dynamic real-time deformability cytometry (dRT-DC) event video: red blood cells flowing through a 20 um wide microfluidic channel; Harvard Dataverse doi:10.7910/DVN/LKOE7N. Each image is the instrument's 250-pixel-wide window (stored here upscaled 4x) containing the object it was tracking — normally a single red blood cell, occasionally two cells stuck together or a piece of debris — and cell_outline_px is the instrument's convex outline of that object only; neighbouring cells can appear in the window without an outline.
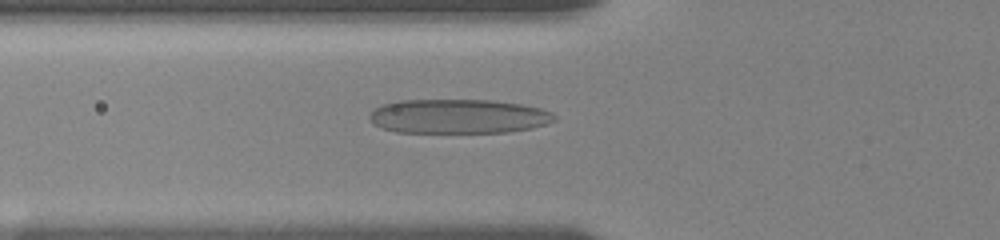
{"species": "human", "species_latin": "Homo sapiens", "temperature_condition": "room temperature", "stored_images_in_passage": 39, "camera_frame_rate_fps": 3000, "um_per_image_px": 0.085, "donor": {"sex": "female"}, "frame": {"image": 1, "passage_image": 4, "time_ms": 1.0, "image_size_px": [1000, 240], "cell_outline_px": [[556, 120], [532, 128], [508, 132], [396, 132], [380, 128], [372, 124], [368, 116], [372, 108], [384, 104], [400, 100], [492, 100], [520, 104], [540, 108], [552, 112], [556, 116]], "centroid_in_image_um": [38.91, 9.89], "position_along_channel_um": 86.9, "area_um2": 37.17}}
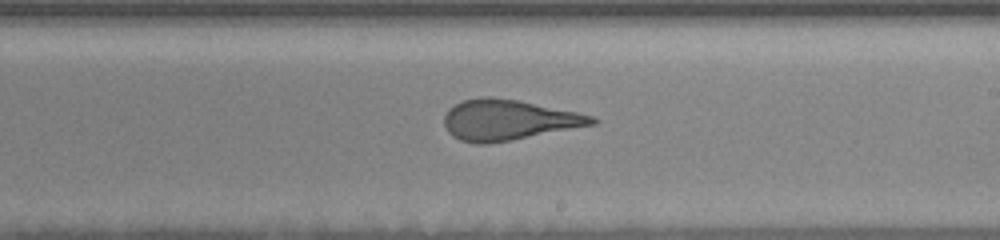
{"frame": {"image": 2, "passage_image": 17, "time_ms": 5.333, "image_size_px": [1000, 240], "cell_outline_px": [[600, 120], [596, 124], [512, 140], [488, 144], [476, 144], [460, 140], [452, 136], [448, 132], [444, 124], [444, 116], [448, 108], [464, 100], [480, 96], [488, 96], [516, 100], [576, 112], [592, 116]], "centroid_in_image_um": [43.18, 10.2], "position_along_channel_um": 245.8, "area_um2": 34.8}}
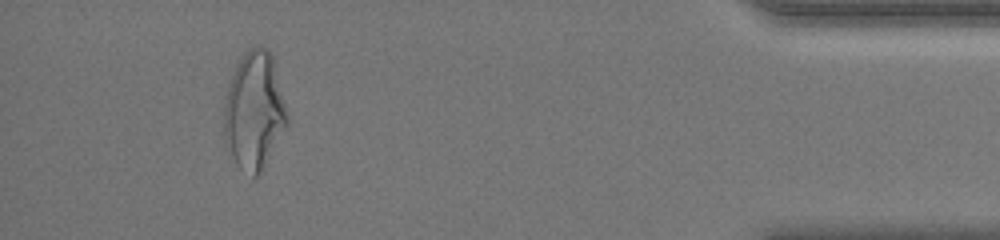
{"frame": {"image": 3, "passage_image": 35, "time_ms": 11.333, "image_size_px": [1000, 240], "cell_outline_px": [[288, 124], [260, 172], [256, 176], [252, 176], [240, 168], [224, 148], [224, 104], [228, 88], [236, 64], [244, 52], [248, 48], [256, 44], [260, 44], [272, 56], [288, 112]], "centroid_in_image_um": [21.59, 9.41], "position_along_channel_um": 413.6, "area_um2": 43.29}, "authors_computed_cell_mechanics": {"area_um2": 35.8938, "velocity_mm_per_s": 3.6456, "shape_relaxation_time_tau1_ms": 8.2246, "shape_relaxation_time_tau2_ms": 1.1287, "deformation_change_tau1": 0.2754, "deformation_change_tau2": 0.1116}}